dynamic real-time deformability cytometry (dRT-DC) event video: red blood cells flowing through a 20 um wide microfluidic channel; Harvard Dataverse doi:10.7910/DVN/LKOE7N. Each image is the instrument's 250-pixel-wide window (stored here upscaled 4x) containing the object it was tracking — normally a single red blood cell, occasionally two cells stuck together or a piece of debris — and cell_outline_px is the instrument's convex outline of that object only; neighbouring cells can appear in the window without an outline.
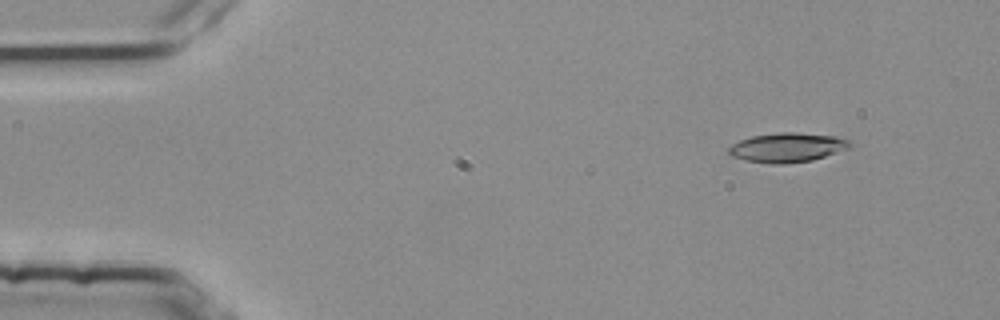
{"species": "common noctule bat (a hibernating species)", "species_latin": "Nyctalus noctula", "temperature_condition": "room temperature", "stored_images_in_passage": 3, "camera_frame_rate_fps": 3000, "um_per_image_px": 0.085, "animal": {"sex": "female", "body_mass_g": 25.1}, "frame": {"image": 1, "passage_image": 2, "time_ms": 0.333, "image_size_px": [1000, 320], "cell_outline_px": [[852, 148], [812, 160], [784, 164], [772, 164], [744, 160], [732, 156], [728, 152], [728, 148], [732, 144], [740, 140], [752, 136], [780, 132], [796, 132], [836, 136], [848, 140], [852, 144]], "centroid_in_image_um": [66.94, 12.54], "position_along_channel_um": 18.1, "area_um2": 20.87}}